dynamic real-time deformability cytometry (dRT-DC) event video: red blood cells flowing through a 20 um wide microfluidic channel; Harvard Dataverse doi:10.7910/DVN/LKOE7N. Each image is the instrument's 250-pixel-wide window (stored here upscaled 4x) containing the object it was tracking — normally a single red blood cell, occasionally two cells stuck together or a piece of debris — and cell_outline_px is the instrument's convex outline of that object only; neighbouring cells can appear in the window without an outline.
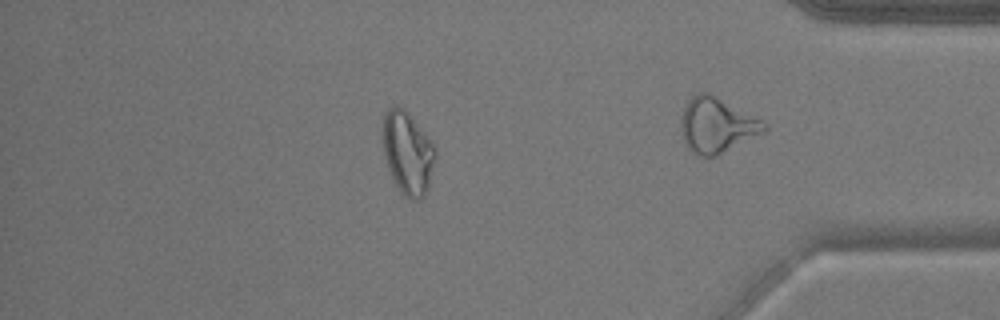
{"species": "common noctule bat (a hibernating species)", "species_latin": "Nyctalus noctula", "temperature_condition": "warm", "stored_images_in_passage": 51, "camera_frame_rate_fps": 3000, "um_per_image_px": 0.085, "animal": {"sex": "male", "body_mass_g": 17.9}, "frame": {"image": 1, "passage_image": 44, "time_ms": 14.333, "image_size_px": [1000, 320], "cell_outline_px": [[432, 160], [428, 188], [424, 196], [416, 200], [412, 200], [404, 196], [400, 192], [388, 168], [384, 152], [380, 132], [384, 116], [388, 108], [392, 104], [396, 104], [404, 108], [408, 112], [432, 144]], "centroid_in_image_um": [34.56, 12.95], "position_along_channel_um": 400.6, "area_um2": 24.8}}